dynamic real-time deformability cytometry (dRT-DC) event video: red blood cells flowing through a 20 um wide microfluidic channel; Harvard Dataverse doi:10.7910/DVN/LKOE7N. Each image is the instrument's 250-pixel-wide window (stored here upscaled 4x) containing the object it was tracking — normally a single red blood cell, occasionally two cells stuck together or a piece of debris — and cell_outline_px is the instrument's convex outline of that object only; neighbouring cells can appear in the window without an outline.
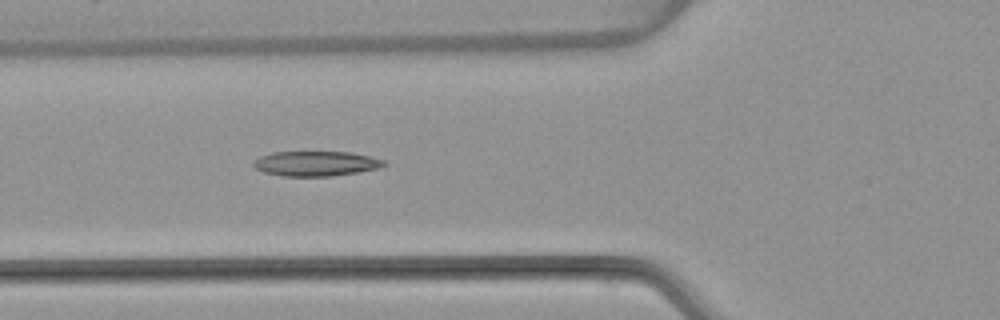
{"species": "common noctule bat (a hibernating species)", "species_latin": "Nyctalus noctula", "temperature_condition": "warm", "stored_images_in_passage": 5, "camera_frame_rate_fps": 3000, "um_per_image_px": 0.085, "animal": {"sex": "female", "body_mass_g": 22.7, "forearm_length_mm": 54.2}, "frame": {"image": 1, "passage_image": 5, "time_ms": 5.0, "image_size_px": [1000, 320], "cell_outline_px": [[388, 164], [380, 168], [360, 172], [332, 176], [280, 176], [264, 172], [256, 168], [252, 164], [260, 156], [272, 152], [352, 152], [384, 160]], "centroid_in_image_um": [26.88, 13.91], "position_along_channel_um": 98.9, "area_um2": 19.02}}